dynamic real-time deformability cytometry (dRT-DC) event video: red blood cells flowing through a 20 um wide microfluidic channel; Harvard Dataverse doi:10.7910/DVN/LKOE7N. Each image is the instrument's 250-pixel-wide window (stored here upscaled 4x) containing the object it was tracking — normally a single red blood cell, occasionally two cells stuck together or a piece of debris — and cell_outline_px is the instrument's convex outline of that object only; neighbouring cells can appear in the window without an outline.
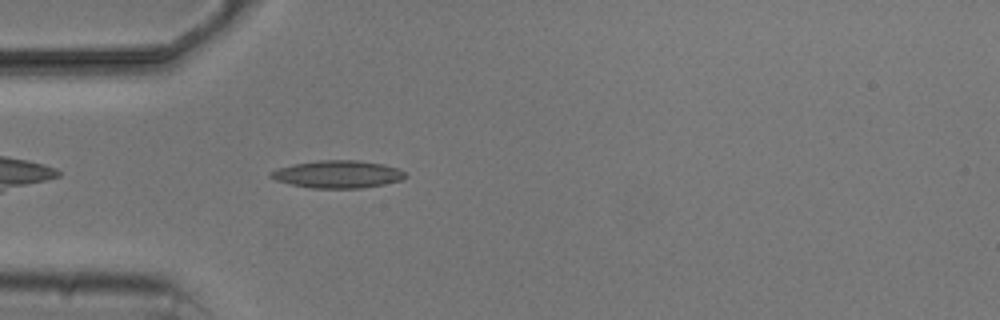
{"species": "common noctule bat (a hibernating species)", "species_latin": "Nyctalus noctula", "temperature_condition": "cold", "stored_images_in_passage": 5, "camera_frame_rate_fps": 3000, "um_per_image_px": 0.085, "animal": {"sex": "male", "body_mass_g": 20.5, "forearm_length_mm": 52.5}, "frame": {"image": 1, "passage_image": 5, "time_ms": 5.0, "image_size_px": [1000, 320], "cell_outline_px": [[408, 176], [400, 180], [384, 184], [360, 188], [312, 188], [292, 184], [276, 180], [268, 176], [268, 172], [276, 168], [292, 164], [320, 160], [356, 160], [384, 164], [396, 168], [404, 172]], "centroid_in_image_um": [28.67, 14.8], "position_along_channel_um": 56.3, "area_um2": 21.56}}